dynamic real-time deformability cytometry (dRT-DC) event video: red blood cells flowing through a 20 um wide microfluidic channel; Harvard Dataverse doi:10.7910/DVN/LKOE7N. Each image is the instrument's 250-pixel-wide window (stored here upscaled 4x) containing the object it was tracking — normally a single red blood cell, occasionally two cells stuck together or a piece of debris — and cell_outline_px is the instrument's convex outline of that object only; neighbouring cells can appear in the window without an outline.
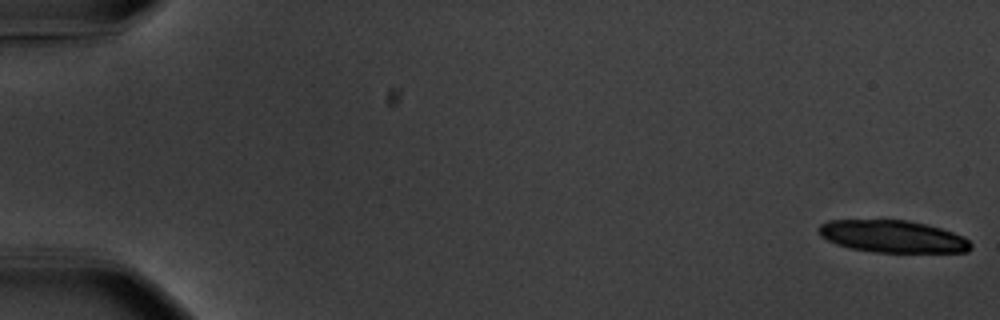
{"species": "common noctule bat (a hibernating species)", "species_latin": "Nyctalus noctula", "temperature_condition": "warm", "stored_images_in_passage": 6, "camera_frame_rate_fps": 3000, "um_per_image_px": 0.085, "animal": {"sex": "male", "body_mass_g": 20.1, "forearm_length_mm": 53.5}, "frame": {"image": 1, "passage_image": 1, "time_ms": 0.0, "image_size_px": [1000, 320], "cell_outline_px": [[972, 248], [968, 252], [872, 252], [848, 248], [836, 244], [820, 236], [820, 224], [828, 220], [908, 220], [940, 228], [964, 236], [972, 244]], "centroid_in_image_um": [75.89, 20.1], "position_along_channel_um": 9.1, "area_um2": 28.55}}